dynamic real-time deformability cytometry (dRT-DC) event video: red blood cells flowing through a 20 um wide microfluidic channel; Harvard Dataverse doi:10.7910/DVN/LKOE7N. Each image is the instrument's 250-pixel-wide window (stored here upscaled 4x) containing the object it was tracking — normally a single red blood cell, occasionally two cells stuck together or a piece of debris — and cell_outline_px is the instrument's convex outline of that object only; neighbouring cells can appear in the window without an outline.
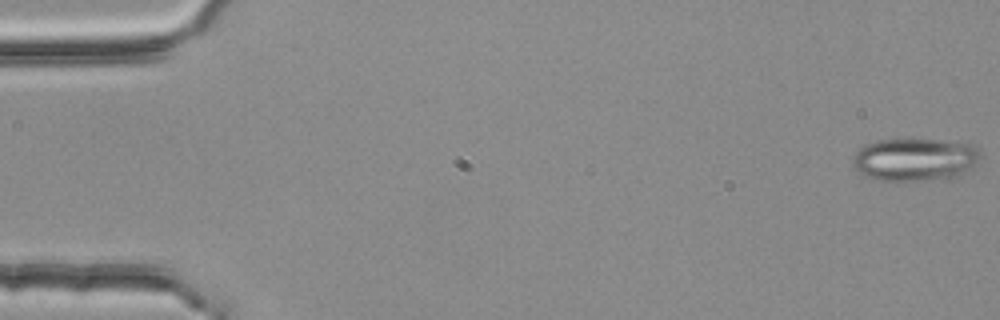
{"species": "common noctule bat (a hibernating species)", "species_latin": "Nyctalus noctula", "temperature_condition": "room temperature", "stored_images_in_passage": 5, "camera_frame_rate_fps": 3000, "um_per_image_px": 0.085, "animal": {"sex": "female", "body_mass_g": 25.1}, "frame": {"image": 1, "passage_image": 1, "time_ms": 0.0, "image_size_px": [1000, 320], "cell_outline_px": [[980, 160], [968, 172], [960, 176], [920, 180], [876, 180], [864, 176], [856, 172], [852, 168], [852, 156], [864, 144], [876, 140], [968, 140], [980, 148]], "centroid_in_image_um": [77.8, 13.54], "position_along_channel_um": 7.2, "area_um2": 32.66}}